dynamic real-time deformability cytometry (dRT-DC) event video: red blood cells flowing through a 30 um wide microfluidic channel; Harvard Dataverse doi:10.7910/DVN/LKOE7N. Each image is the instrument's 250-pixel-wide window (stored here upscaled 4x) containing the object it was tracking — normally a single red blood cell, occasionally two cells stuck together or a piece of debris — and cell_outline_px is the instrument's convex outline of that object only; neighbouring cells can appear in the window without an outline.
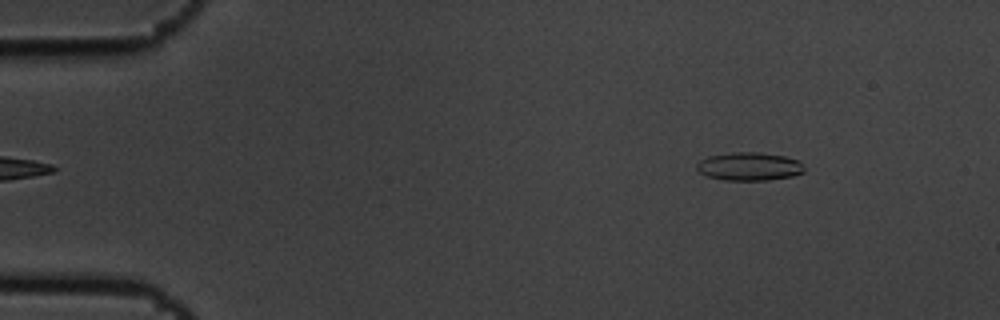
{"species": "common noctule bat (a hibernating species)", "species_latin": "Nyctalus noctula", "temperature_condition": "cold", "stored_images_in_passage": 6, "camera_frame_rate_fps": 3000, "um_per_image_px": 0.085, "animal": {"sex": "male", "body_mass_g": 19.5, "forearm_length_mm": 54.6}, "frame": {"image": 1, "passage_image": 6, "time_ms": 1.667, "image_size_px": [1000, 320], "cell_outline_px": [[804, 172], [792, 176], [768, 180], [724, 180], [708, 176], [700, 172], [696, 168], [696, 164], [700, 160], [708, 156], [736, 152], [756, 152], [784, 156], [796, 160], [804, 168]], "centroid_in_image_um": [63.66, 14.15], "position_along_channel_um": 21.3, "area_um2": 17.46}}